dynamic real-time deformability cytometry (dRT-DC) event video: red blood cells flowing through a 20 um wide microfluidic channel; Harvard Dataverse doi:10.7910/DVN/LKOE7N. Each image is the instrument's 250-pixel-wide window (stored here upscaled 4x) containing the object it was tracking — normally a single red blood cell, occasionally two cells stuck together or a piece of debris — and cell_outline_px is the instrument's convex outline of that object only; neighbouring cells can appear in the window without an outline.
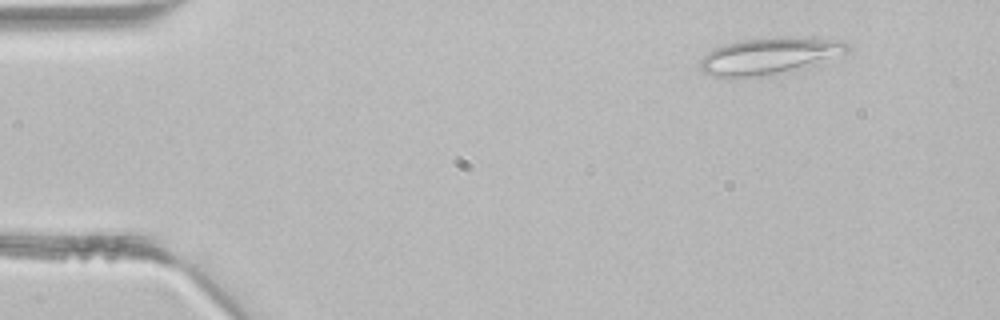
{"species": "common noctule bat (a hibernating species)", "species_latin": "Nyctalus noctula", "temperature_condition": "room temperature", "stored_images_in_passage": 3, "camera_frame_rate_fps": 3000, "um_per_image_px": 0.085, "animal": {"sex": "male", "body_mass_g": 21.5, "forearm_length_mm": 52.0}, "frame": {"image": 1, "passage_image": 3, "time_ms": 0.667, "image_size_px": [1000, 320], "cell_outline_px": [[848, 48], [844, 52], [792, 72], [740, 80], [728, 80], [712, 76], [704, 72], [700, 68], [700, 60], [708, 52], [724, 44], [744, 40], [780, 36], [840, 40], [848, 44]], "centroid_in_image_um": [65.28, 4.81], "position_along_channel_um": 19.7, "area_um2": 31.91}}